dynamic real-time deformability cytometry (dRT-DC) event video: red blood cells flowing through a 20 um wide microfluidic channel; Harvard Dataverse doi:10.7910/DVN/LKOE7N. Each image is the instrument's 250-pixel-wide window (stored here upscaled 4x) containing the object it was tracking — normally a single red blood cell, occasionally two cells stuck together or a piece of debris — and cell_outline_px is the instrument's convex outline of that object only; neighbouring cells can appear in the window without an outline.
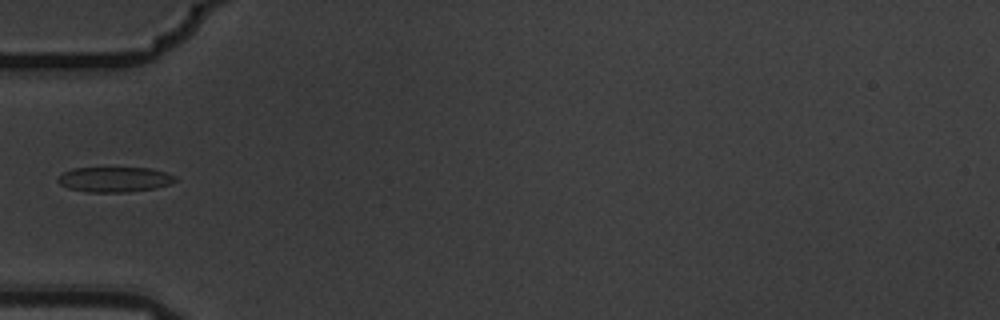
{"species": "common noctule bat (a hibernating species)", "species_latin": "Nyctalus noctula", "temperature_condition": "warm", "stored_images_in_passage": 3, "camera_frame_rate_fps": 3000, "um_per_image_px": 0.085, "animal": {"sex": "male", "body_mass_g": 19.5, "forearm_length_mm": 54.6}, "frame": {"image": 1, "passage_image": 2, "time_ms": 0.333, "image_size_px": [1000, 320], "cell_outline_px": [[176, 180], [168, 184], [156, 188], [128, 192], [88, 192], [68, 188], [60, 184], [56, 180], [64, 172], [72, 168], [152, 168], [168, 172], [176, 176]], "centroid_in_image_um": [9.76, 15.25], "position_along_channel_um": 75.2, "area_um2": 17.22}}
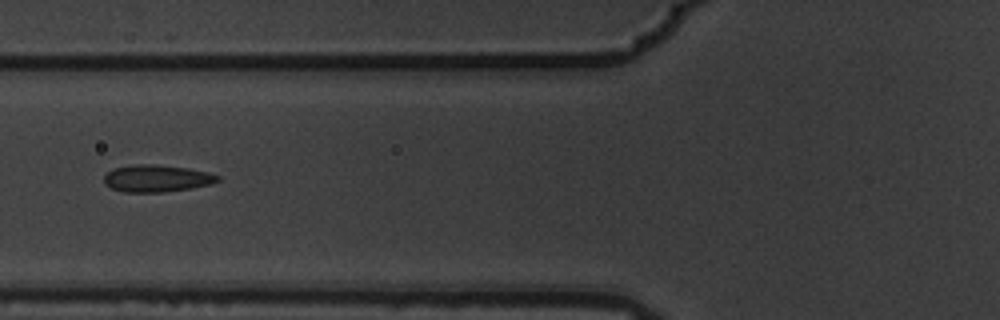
{"frame": {"image": 2, "passage_image": 3, "time_ms": 0.667, "image_size_px": [1000, 320], "cell_outline_px": [[220, 180], [212, 184], [192, 188], [164, 192], [124, 192], [112, 188], [104, 184], [104, 176], [112, 168], [136, 164], [152, 164], [188, 168], [208, 172], [220, 176]], "centroid_in_image_um": [13.33, 15.16], "position_along_channel_um": 112.5, "area_um2": 18.03}}